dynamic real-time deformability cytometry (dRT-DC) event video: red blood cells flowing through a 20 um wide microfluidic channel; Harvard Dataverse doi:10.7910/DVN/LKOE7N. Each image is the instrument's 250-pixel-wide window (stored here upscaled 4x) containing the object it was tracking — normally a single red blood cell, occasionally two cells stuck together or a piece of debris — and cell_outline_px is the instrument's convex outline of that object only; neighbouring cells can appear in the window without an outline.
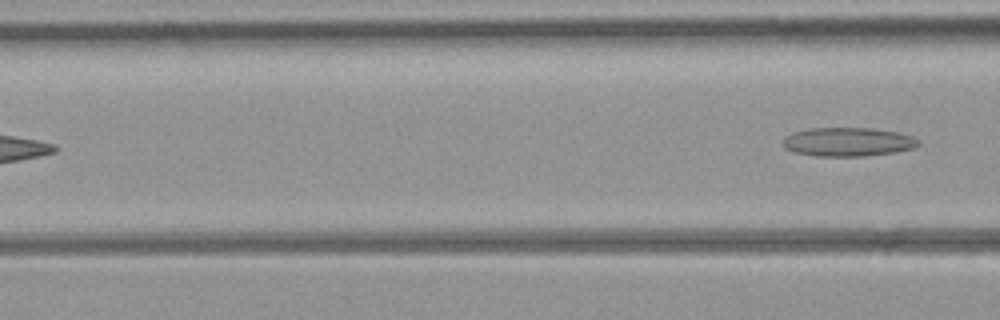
{"species": "common noctule bat (a hibernating species)", "species_latin": "Nyctalus noctula", "temperature_condition": "room temperature", "stored_images_in_passage": 4, "camera_frame_rate_fps": 3000, "um_per_image_px": 0.085, "animal": {"sex": "female", "body_mass_g": 21.9}, "frame": {"image": 1, "passage_image": 4, "time_ms": 3.333, "image_size_px": [1000, 320], "cell_outline_px": [[920, 144], [916, 148], [892, 152], [860, 156], [816, 156], [796, 152], [784, 148], [784, 136], [792, 132], [808, 128], [872, 128], [896, 132], [912, 136]], "centroid_in_image_um": [72.04, 12.05], "position_along_channel_um": 94.6, "area_um2": 22.6}}